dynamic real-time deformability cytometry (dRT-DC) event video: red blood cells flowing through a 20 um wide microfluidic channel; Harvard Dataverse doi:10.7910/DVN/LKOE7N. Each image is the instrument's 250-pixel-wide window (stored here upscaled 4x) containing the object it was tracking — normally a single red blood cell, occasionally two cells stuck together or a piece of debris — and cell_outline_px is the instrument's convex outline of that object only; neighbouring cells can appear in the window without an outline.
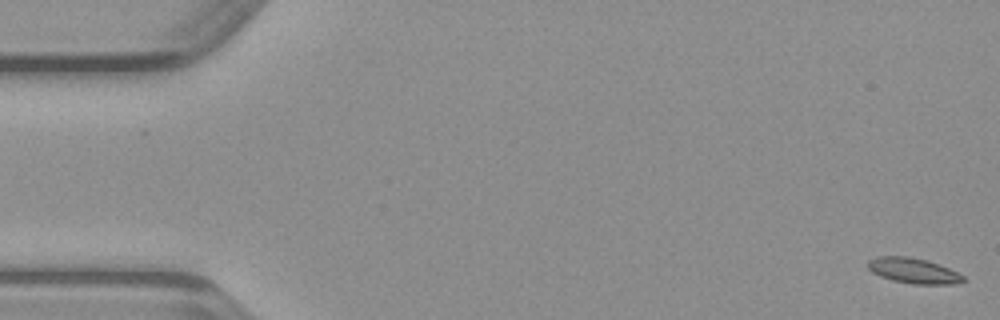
{"species": "common noctule bat (a hibernating species)", "species_latin": "Nyctalus noctula", "temperature_condition": "warm", "stored_images_in_passage": 50, "camera_frame_rate_fps": 3000, "um_per_image_px": 0.085, "animal": {"sex": "male", "body_mass_g": 23.1, "forearm_length_mm": 52.7}, "frame": {"image": 1, "passage_image": 1, "time_ms": 0.0, "image_size_px": [1000, 320], "cell_outline_px": [[964, 280], [960, 284], [912, 284], [892, 280], [880, 276], [872, 272], [868, 268], [868, 260], [876, 256], [908, 256], [924, 260], [948, 268], [964, 276]], "centroid_in_image_um": [77.61, 23.01], "position_along_channel_um": 7.4, "area_um2": 13.99}}
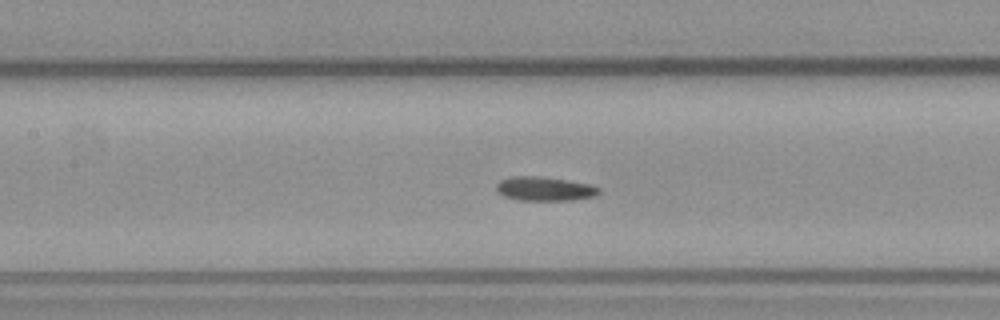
{"frame": {"image": 2, "passage_image": 22, "time_ms": 7.0, "image_size_px": [1000, 320], "cell_outline_px": [[600, 192], [596, 196], [572, 200], [520, 200], [504, 196], [496, 192], [496, 184], [500, 180], [508, 176], [540, 176], [568, 180], [592, 184], [600, 188]], "centroid_in_image_um": [46.29, 16.04], "position_along_channel_um": 161.1, "area_um2": 14.62}}
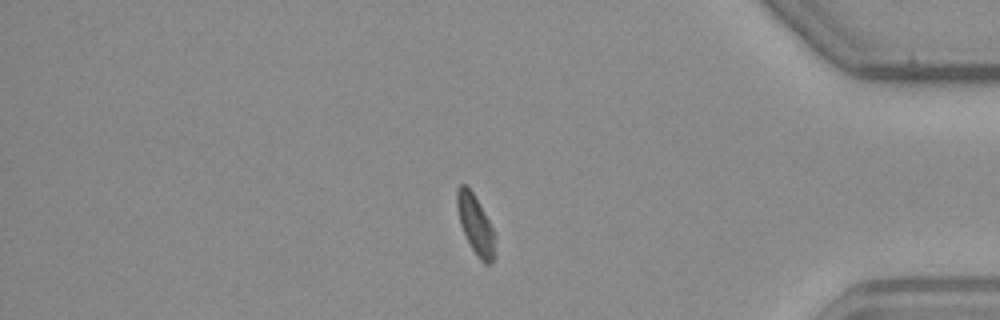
{"frame": {"image": 3, "passage_image": 41, "time_ms": 13.333, "image_size_px": [1000, 320], "cell_outline_px": [[496, 256], [488, 264], [484, 264], [480, 260], [472, 248], [460, 224], [456, 208], [456, 188], [460, 184], [464, 184], [472, 192], [496, 232]], "centroid_in_image_um": [40.44, 19.12], "position_along_channel_um": 394.8, "area_um2": 13.29}}